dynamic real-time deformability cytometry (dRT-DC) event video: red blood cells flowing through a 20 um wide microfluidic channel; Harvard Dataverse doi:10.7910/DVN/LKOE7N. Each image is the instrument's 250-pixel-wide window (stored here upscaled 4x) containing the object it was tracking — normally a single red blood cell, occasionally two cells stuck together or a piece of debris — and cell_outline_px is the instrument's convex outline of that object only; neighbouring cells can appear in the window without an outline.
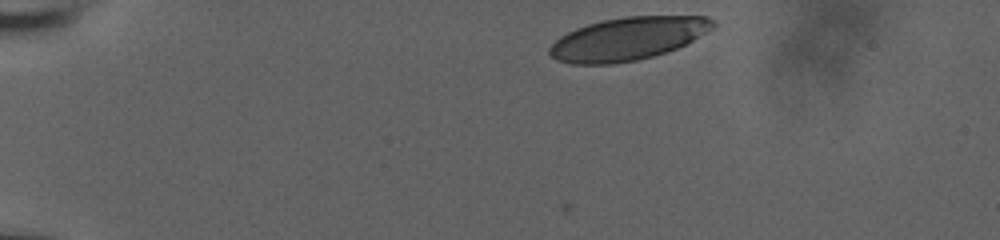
{"species": "human", "species_latin": "Homo sapiens", "temperature_condition": "room temperature", "stored_images_in_passage": 35, "camera_frame_rate_fps": 3000, "um_per_image_px": 0.085, "donor": {"sex": "male"}, "frame": {"image": 1, "passage_image": 1, "time_ms": 0.0, "image_size_px": [1000, 240], "cell_outline_px": [[716, 24], [712, 28], [692, 40], [676, 48], [652, 56], [636, 60], [612, 64], [572, 64], [556, 60], [548, 52], [548, 48], [560, 36], [576, 28], [588, 24], [604, 20], [624, 16], [704, 16], [712, 20]], "centroid_in_image_um": [53.32, 3.29], "position_along_channel_um": 31.7, "area_um2": 40.46}}
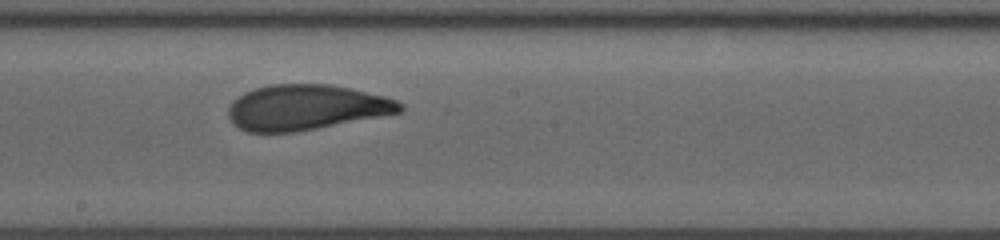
{"frame": {"image": 2, "passage_image": 20, "time_ms": 6.333, "image_size_px": [1000, 240], "cell_outline_px": [[404, 108], [400, 112], [316, 128], [292, 132], [248, 132], [232, 124], [228, 116], [228, 108], [232, 100], [244, 92], [256, 88], [272, 84], [332, 84], [384, 96], [396, 100], [404, 104]], "centroid_in_image_um": [25.97, 9.12], "position_along_channel_um": 222.2, "area_um2": 45.08}}
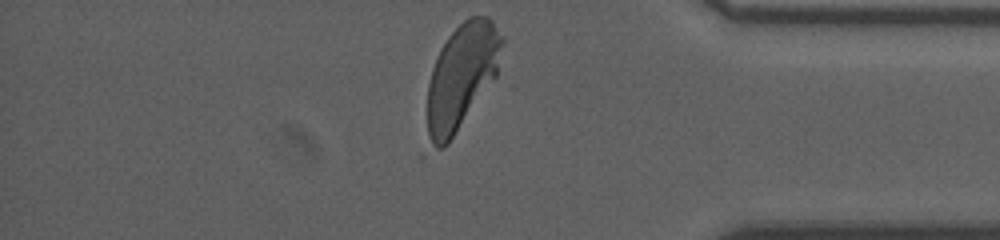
{"frame": {"image": 3, "passage_image": 35, "time_ms": 11.333, "image_size_px": [1000, 240], "cell_outline_px": [[504, 44], [496, 76], [448, 144], [444, 148], [424, 156], [420, 156], [428, 84], [432, 68], [440, 48], [448, 36], [468, 16], [488, 16], [492, 20], [504, 40]], "centroid_in_image_um": [39.08, 6.74], "position_along_channel_um": 396.1, "area_um2": 48.21}, "authors_computed_cell_mechanics": {"area_um2": 45.8354, "velocity_mm_per_s": 3.8292, "shape_relaxation_time_tau1_ms": 3.5867, "shape_relaxation_time_tau2_ms": 0.7347, "deformation_change_tau1": 0.1601, "deformation_change_tau2": 0.0676}}